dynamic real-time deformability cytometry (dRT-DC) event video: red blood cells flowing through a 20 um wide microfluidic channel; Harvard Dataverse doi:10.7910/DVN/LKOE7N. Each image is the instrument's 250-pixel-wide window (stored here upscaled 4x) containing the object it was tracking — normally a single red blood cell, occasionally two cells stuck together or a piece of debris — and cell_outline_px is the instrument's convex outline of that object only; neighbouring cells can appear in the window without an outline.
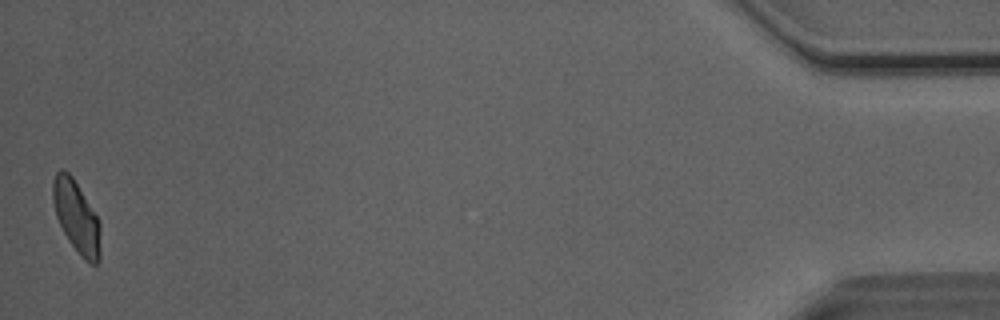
{"species": "Egyptian fruit bat (a non-hibernating species)", "species_latin": "Rousettus aegyptiacus", "temperature_condition": "room temperature", "stored_images_in_passage": 40, "camera_frame_rate_fps": 3000, "um_per_image_px": 0.085, "animal": {"sex": "male"}, "frame": {"image": 1, "passage_image": 40, "time_ms": 13.0, "image_size_px": [1000, 320], "cell_outline_px": [[100, 260], [96, 264], [92, 264], [84, 260], [80, 256], [68, 240], [56, 216], [52, 200], [52, 184], [56, 172], [60, 168], [64, 168], [72, 176], [100, 220]], "centroid_in_image_um": [6.5, 18.42], "position_along_channel_um": 428.7, "area_um2": 20.17}, "authors_computed_cell_mechanics": {"area_um2": 20.7213, "velocity_mm_per_s": 4.054, "shape_relaxation_time_tau1_ms": 5.7278, "shape_relaxation_time_tau2_ms": 1.7371, "deformation_change_tau1": 0.1261, "deformation_change_tau2": 0.0785}}